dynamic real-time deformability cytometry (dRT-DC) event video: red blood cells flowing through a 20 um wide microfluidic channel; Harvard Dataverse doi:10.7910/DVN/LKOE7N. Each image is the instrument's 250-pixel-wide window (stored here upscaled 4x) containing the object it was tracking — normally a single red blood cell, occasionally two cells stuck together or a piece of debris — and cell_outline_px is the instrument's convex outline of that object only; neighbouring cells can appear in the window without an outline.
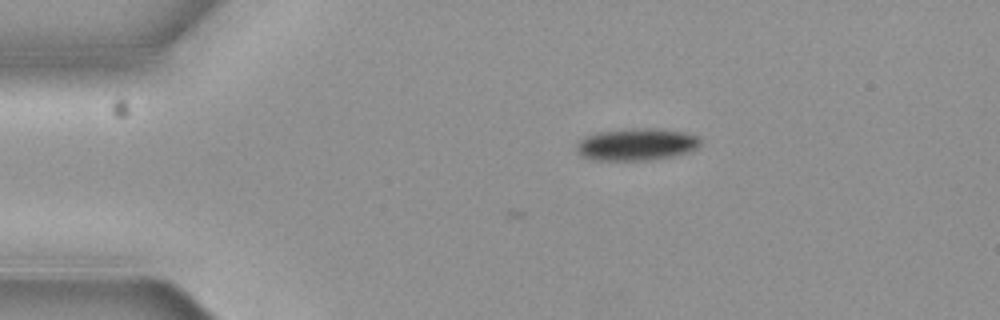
{"species": "common noctule bat (a hibernating species)", "species_latin": "Nyctalus noctula", "temperature_condition": "cold", "stored_images_in_passage": 4, "camera_frame_rate_fps": 3000, "um_per_image_px": 0.085, "animal": {"sex": "female", "body_mass_g": 19.3, "forearm_length_mm": 54.1}, "frame": {"image": 1, "passage_image": 4, "time_ms": 1.0, "image_size_px": [1000, 320], "cell_outline_px": [[700, 144], [696, 148], [688, 152], [672, 156], [648, 160], [596, 160], [580, 156], [576, 152], [576, 144], [580, 140], [588, 136], [600, 132], [644, 128], [652, 128], [684, 132], [696, 136], [700, 140]], "centroid_in_image_um": [54.08, 12.29], "position_along_channel_um": 30.9, "area_um2": 22.83}}